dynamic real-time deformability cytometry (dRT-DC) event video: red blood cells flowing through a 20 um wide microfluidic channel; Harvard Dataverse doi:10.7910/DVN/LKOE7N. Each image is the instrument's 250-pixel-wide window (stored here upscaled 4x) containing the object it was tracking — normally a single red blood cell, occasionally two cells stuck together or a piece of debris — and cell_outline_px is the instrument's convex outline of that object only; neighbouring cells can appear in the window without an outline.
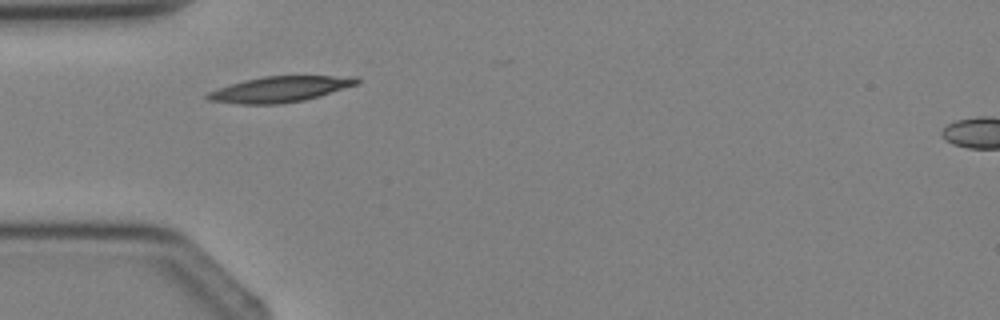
{"species": "Egyptian fruit bat (a non-hibernating species)", "species_latin": "Rousettus aegyptiacus", "temperature_condition": "cold", "stored_images_in_passage": 1, "camera_frame_rate_fps": 3000, "um_per_image_px": 0.085, "animal": {"sex": "female"}, "frame": {"image": 1, "passage_image": 1, "time_ms": 0.0, "image_size_px": [1000, 320], "cell_outline_px": [[360, 84], [320, 96], [304, 100], [280, 104], [240, 104], [208, 100], [204, 96], [208, 92], [244, 80], [264, 76], [356, 76], [360, 80]], "centroid_in_image_um": [23.85, 7.58], "position_along_channel_um": 61.1, "area_um2": 22.37}}